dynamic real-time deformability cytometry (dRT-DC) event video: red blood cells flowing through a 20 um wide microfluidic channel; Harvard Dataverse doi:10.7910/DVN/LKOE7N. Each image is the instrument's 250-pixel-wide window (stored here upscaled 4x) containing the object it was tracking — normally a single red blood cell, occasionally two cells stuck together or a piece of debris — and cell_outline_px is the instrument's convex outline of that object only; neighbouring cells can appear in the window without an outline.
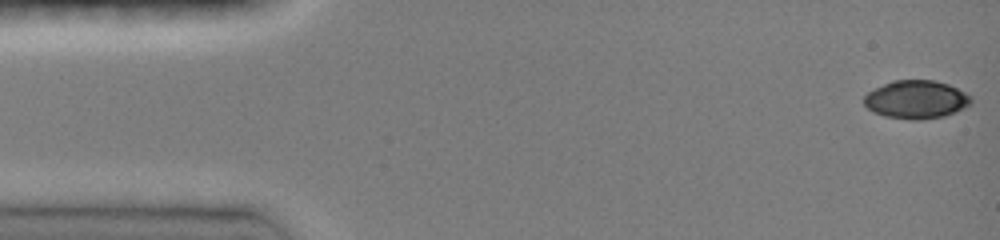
{"species": "common noctule bat (a hibernating species)", "species_latin": "Nyctalus noctula", "temperature_condition": "room temperature", "stored_images_in_passage": 46, "camera_frame_rate_fps": 3000, "um_per_image_px": 0.085, "animal": {"sex": "female", "body_mass_g": 19.0, "forearm_length_mm": 51.5}, "frame": {"image": 1, "passage_image": 1, "time_ms": 0.0, "image_size_px": [1000, 240], "cell_outline_px": [[972, 104], [964, 108], [944, 116], [920, 120], [912, 120], [884, 116], [872, 112], [864, 104], [864, 96], [868, 92], [892, 80], [936, 80], [948, 84], [972, 96]], "centroid_in_image_um": [77.88, 8.46], "position_along_channel_um": 7.1, "area_um2": 23.93}}
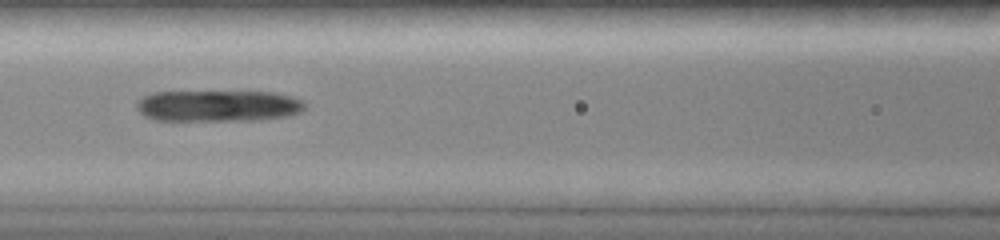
{"frame": {"image": 2, "passage_image": 20, "time_ms": 6.333, "image_size_px": [1000, 240], "cell_outline_px": [[308, 108], [292, 116], [260, 120], [156, 120], [144, 116], [136, 108], [136, 104], [144, 96], [152, 92], [272, 92], [292, 96], [304, 100], [308, 104]], "centroid_in_image_um": [18.64, 9.0], "position_along_channel_um": 148.0, "area_um2": 31.1}}
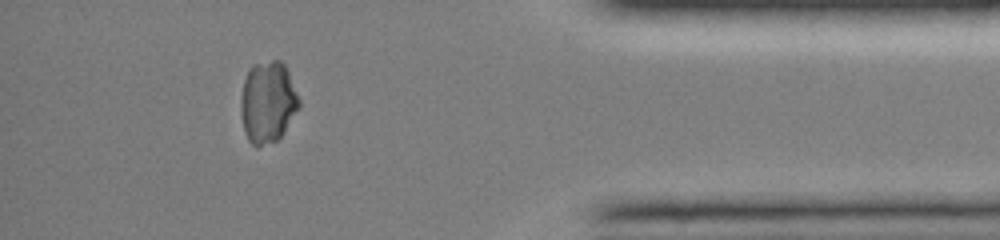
{"frame": {"image": 3, "passage_image": 41, "time_ms": 13.333, "image_size_px": [1000, 240], "cell_outline_px": [[300, 108], [280, 136], [276, 140], [256, 148], [248, 140], [244, 132], [240, 112], [240, 100], [244, 80], [252, 64], [272, 60], [280, 60], [284, 64], [288, 72], [300, 100]], "centroid_in_image_um": [22.74, 8.68], "position_along_channel_um": 412.5, "area_um2": 27.8}}